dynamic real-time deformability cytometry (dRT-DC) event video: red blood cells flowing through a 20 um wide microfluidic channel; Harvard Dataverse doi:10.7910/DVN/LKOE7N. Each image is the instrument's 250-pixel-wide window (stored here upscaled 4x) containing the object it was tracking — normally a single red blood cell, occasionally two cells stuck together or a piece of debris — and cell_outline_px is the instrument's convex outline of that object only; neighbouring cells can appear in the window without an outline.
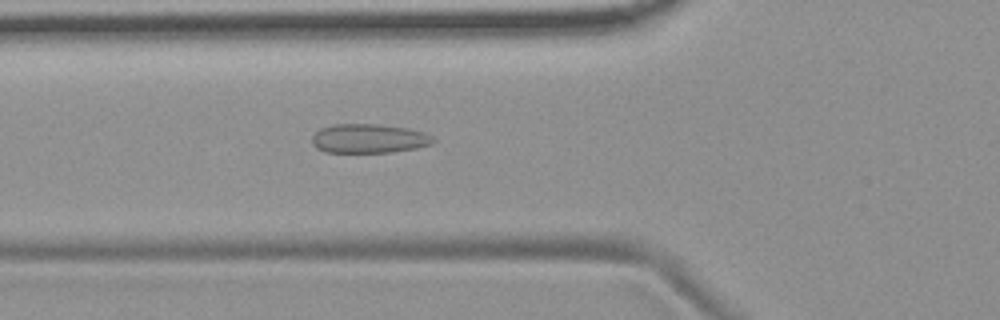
{"species": "common noctule bat (a hibernating species)", "species_latin": "Nyctalus noctula", "temperature_condition": "room temperature", "stored_images_in_passage": 42, "camera_frame_rate_fps": 3000, "um_per_image_px": 0.085, "animal": {"sex": "female", "body_mass_g": 19.9}, "frame": {"image": 1, "passage_image": 7, "time_ms": 2.0, "image_size_px": [1000, 320], "cell_outline_px": [[436, 140], [432, 144], [416, 148], [392, 152], [324, 152], [316, 148], [312, 144], [312, 136], [320, 128], [332, 124], [376, 124], [408, 128], [424, 132], [432, 136]], "centroid_in_image_um": [31.35, 11.77], "position_along_channel_um": 94.5, "area_um2": 20.69}}
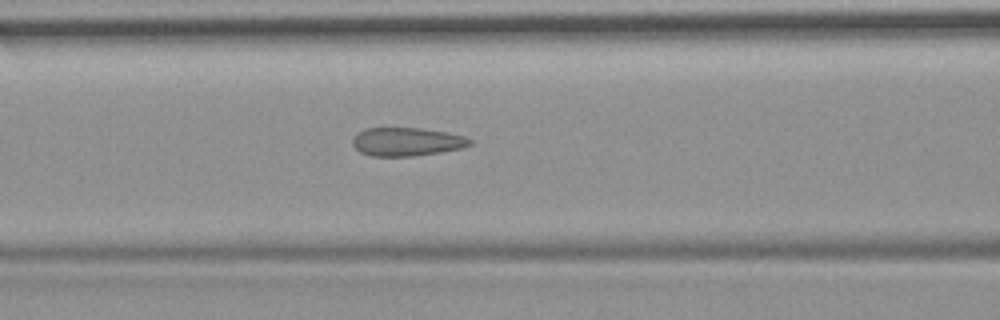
{"frame": {"image": 2, "passage_image": 10, "time_ms": 3.0, "image_size_px": [1000, 320], "cell_outline_px": [[472, 144], [460, 148], [440, 152], [412, 156], [372, 156], [360, 152], [352, 144], [352, 140], [364, 128], [420, 128], [448, 132], [464, 136], [472, 140]], "centroid_in_image_um": [34.58, 12.04], "position_along_channel_um": 132.0, "area_um2": 19.31}}
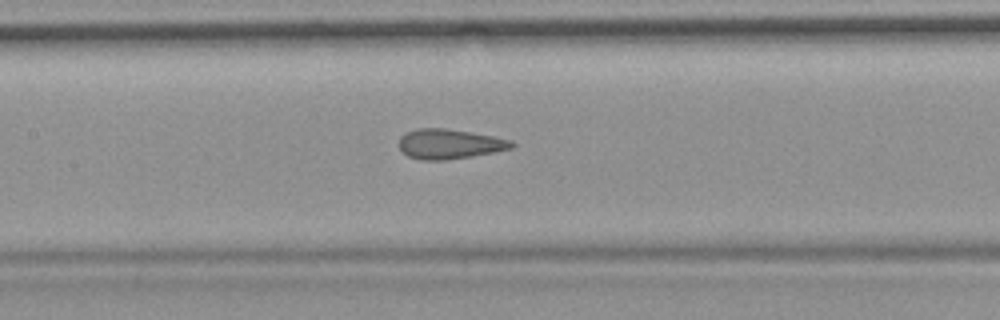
{"frame": {"image": 3, "passage_image": 13, "time_ms": 4.0, "image_size_px": [1000, 320], "cell_outline_px": [[516, 144], [512, 148], [472, 156], [444, 160], [420, 160], [408, 156], [400, 148], [400, 136], [416, 128], [444, 128], [492, 136], [512, 140]], "centroid_in_image_um": [38.2, 12.24], "position_along_channel_um": 169.2, "area_um2": 19.36}, "authors_computed_cell_mechanics": {"area_um2": 19.7098, "velocity_mm_per_s": 3.7161, "shape_relaxation_time_tau1_ms": null, "shape_relaxation_time_tau2_ms": 1.2312, "deformation_change_tau1": null, "deformation_change_tau2": 0.0807}}